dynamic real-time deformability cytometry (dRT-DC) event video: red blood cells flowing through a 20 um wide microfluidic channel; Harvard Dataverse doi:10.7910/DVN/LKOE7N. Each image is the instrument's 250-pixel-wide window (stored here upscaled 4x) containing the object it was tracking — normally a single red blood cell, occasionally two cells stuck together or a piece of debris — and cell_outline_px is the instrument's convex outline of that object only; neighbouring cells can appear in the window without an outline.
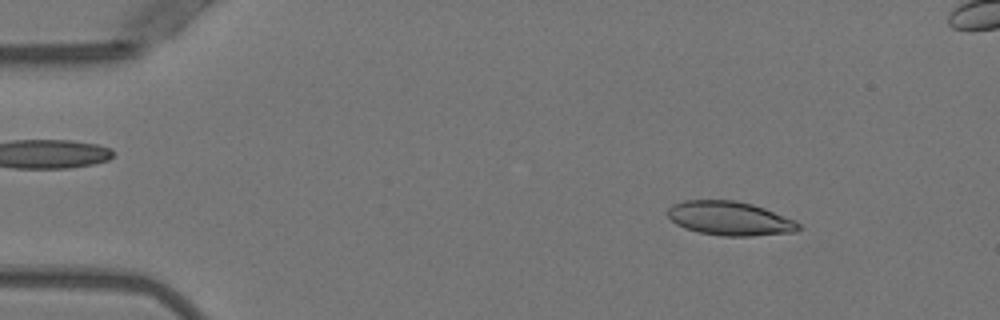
{"species": "Egyptian fruit bat (a non-hibernating species)", "species_latin": "Rousettus aegyptiacus", "temperature_condition": "warm", "stored_images_in_passage": 50, "segment_of_instrument_passage": [1, 2], "camera_frame_rate_fps": 3000, "um_per_image_px": 0.085, "animal": {"sex": "female"}, "frame": {"image": 1, "passage_image": 5, "time_ms": 1.333, "image_size_px": [1000, 320], "cell_outline_px": [[800, 228], [796, 232], [752, 236], [720, 236], [700, 232], [684, 228], [676, 224], [668, 216], [668, 208], [672, 204], [684, 200], [736, 200], [752, 204], [764, 208], [796, 220], [800, 224]], "centroid_in_image_um": [62.04, 18.57], "position_along_channel_um": 23.0, "area_um2": 26.07}}
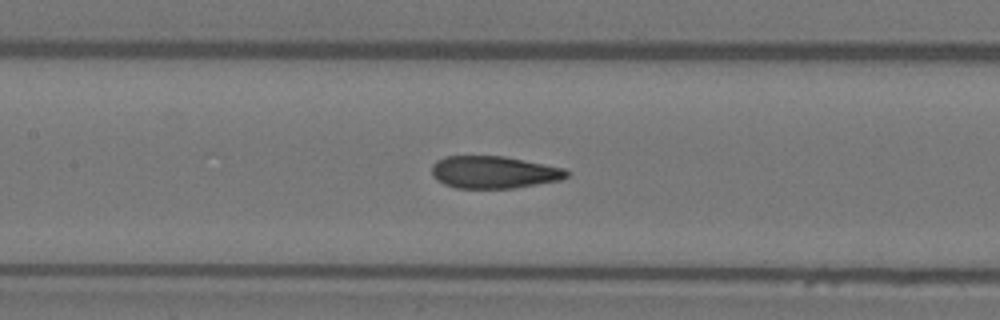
{"frame": {"image": 2, "passage_image": 22, "time_ms": 7.0, "image_size_px": [1000, 320], "cell_outline_px": [[568, 176], [560, 180], [512, 188], [456, 188], [444, 184], [432, 172], [432, 164], [436, 160], [444, 156], [504, 156], [564, 168], [568, 172]], "centroid_in_image_um": [41.97, 14.63], "position_along_channel_um": 165.4, "area_um2": 25.14}}
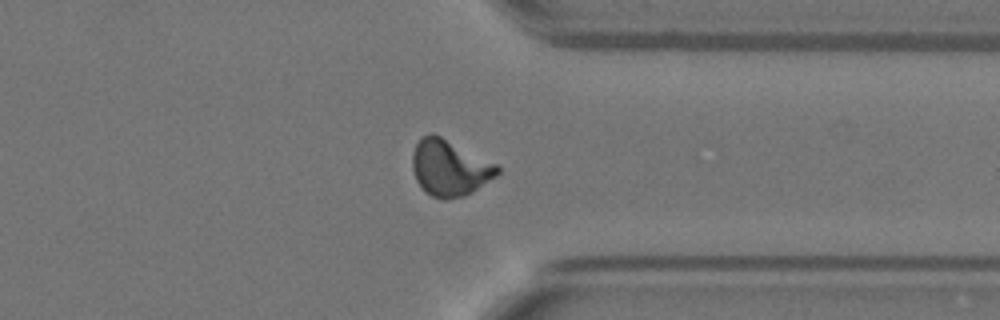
{"frame": {"image": 3, "passage_image": 38, "time_ms": 12.333, "image_size_px": [1000, 320], "cell_outline_px": [[500, 172], [496, 176], [472, 192], [464, 196], [432, 196], [424, 192], [416, 180], [412, 168], [412, 152], [416, 144], [424, 136], [432, 132], [496, 164], [500, 168]], "centroid_in_image_um": [38.2, 14.25], "position_along_channel_um": 373.2, "area_um2": 27.11}}